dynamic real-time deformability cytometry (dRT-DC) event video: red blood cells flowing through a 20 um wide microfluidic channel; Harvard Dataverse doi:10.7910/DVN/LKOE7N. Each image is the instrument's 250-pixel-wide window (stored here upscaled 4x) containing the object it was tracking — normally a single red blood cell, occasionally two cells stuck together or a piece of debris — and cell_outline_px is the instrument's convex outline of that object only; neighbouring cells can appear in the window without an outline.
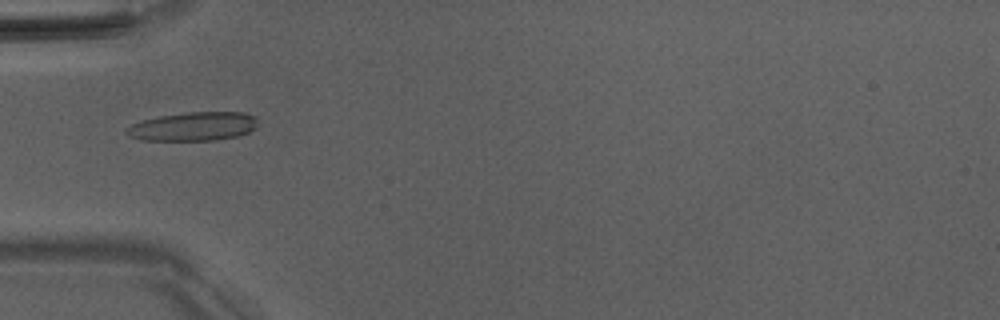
{"species": "Egyptian fruit bat (a non-hibernating species)", "species_latin": "Rousettus aegyptiacus", "temperature_condition": "room temperature", "stored_images_in_passage": 37, "camera_frame_rate_fps": 3000, "um_per_image_px": 0.085, "animal": {"sex": "male"}, "frame": {"image": 1, "passage_image": 3, "time_ms": 0.667, "image_size_px": [1000, 320], "cell_outline_px": [[256, 128], [248, 132], [236, 136], [212, 140], [140, 140], [128, 136], [124, 132], [124, 128], [132, 124], [144, 120], [160, 116], [188, 112], [244, 112], [252, 116], [256, 120]], "centroid_in_image_um": [16.37, 10.75], "position_along_channel_um": 68.6, "area_um2": 21.85}}
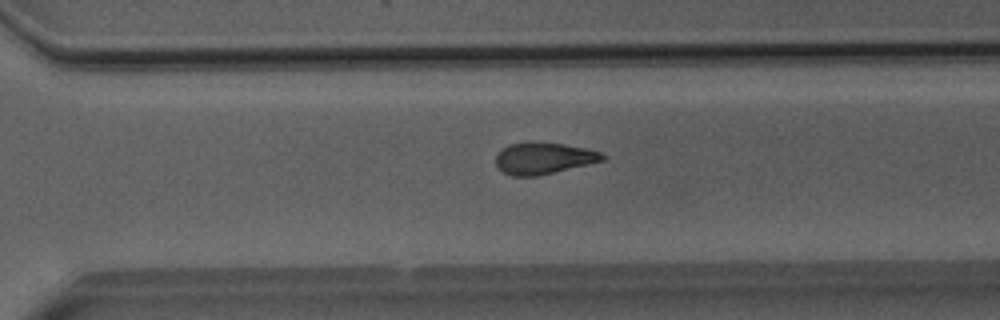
{"frame": {"image": 2, "passage_image": 22, "time_ms": 7.0, "image_size_px": [1000, 320], "cell_outline_px": [[608, 156], [604, 160], [588, 164], [536, 176], [512, 176], [504, 172], [496, 164], [496, 156], [508, 144], [524, 140], [528, 140], [564, 144], [588, 148], [600, 152]], "centroid_in_image_um": [46.21, 13.42], "position_along_channel_um": 324.4, "area_um2": 19.83}}
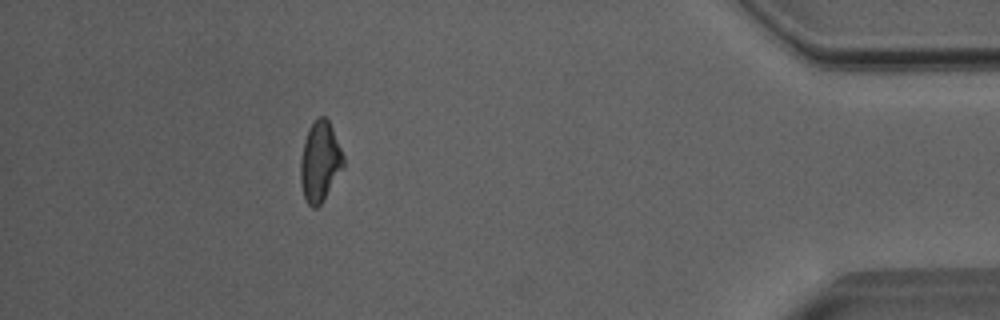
{"frame": {"image": 3, "passage_image": 32, "time_ms": 10.333, "image_size_px": [1000, 320], "cell_outline_px": [[344, 168], [324, 200], [316, 208], [312, 208], [308, 204], [304, 196], [300, 180], [300, 160], [304, 140], [308, 128], [320, 116], [324, 116], [328, 120], [332, 128], [344, 156]], "centroid_in_image_um": [27.2, 13.76], "position_along_channel_um": 408.0, "area_um2": 20.11}, "authors_computed_cell_mechanics": {"area_um2": 20.1722, "velocity_mm_per_s": 4.0418, "shape_relaxation_time_tau1_ms": 10.2523, "shape_relaxation_time_tau2_ms": 3.2301, "deformation_change_tau1": 0.2353, "deformation_change_tau2": 0.124}}